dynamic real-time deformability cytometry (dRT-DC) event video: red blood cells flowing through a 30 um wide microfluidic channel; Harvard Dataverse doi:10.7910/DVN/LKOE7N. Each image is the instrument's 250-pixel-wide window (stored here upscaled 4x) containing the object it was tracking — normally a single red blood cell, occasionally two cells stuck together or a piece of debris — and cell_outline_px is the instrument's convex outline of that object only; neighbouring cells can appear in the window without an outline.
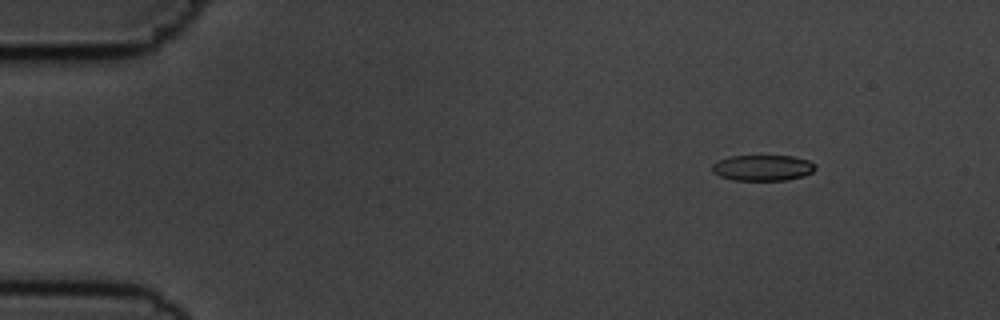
{"species": "common noctule bat (a hibernating species)", "species_latin": "Nyctalus noctula", "temperature_condition": "cold", "stored_images_in_passage": 50, "camera_frame_rate_fps": 3000, "um_per_image_px": 0.085, "animal": {"sex": "male", "body_mass_g": 19.5, "forearm_length_mm": 54.6}, "frame": {"image": 1, "passage_image": 2, "time_ms": 0.333, "image_size_px": [1000, 320], "cell_outline_px": [[816, 168], [812, 172], [804, 176], [788, 180], [732, 180], [720, 176], [712, 172], [712, 164], [728, 156], [792, 156], [808, 160], [816, 164]], "centroid_in_image_um": [64.84, 14.27], "position_along_channel_um": 20.2, "area_um2": 15.61}}
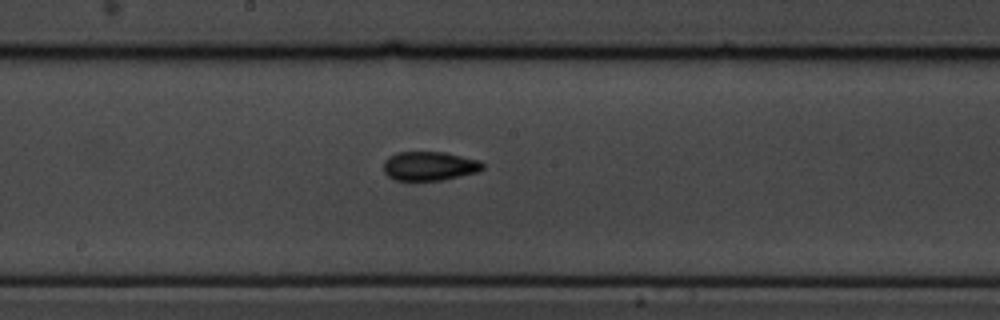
{"frame": {"image": 2, "passage_image": 25, "time_ms": 8.0, "image_size_px": [1000, 320], "cell_outline_px": [[484, 168], [476, 172], [444, 180], [396, 180], [388, 176], [384, 172], [384, 160], [388, 156], [396, 152], [444, 152], [480, 160], [484, 164]], "centroid_in_image_um": [36.49, 14.1], "position_along_channel_um": 211.7, "area_um2": 16.82}}
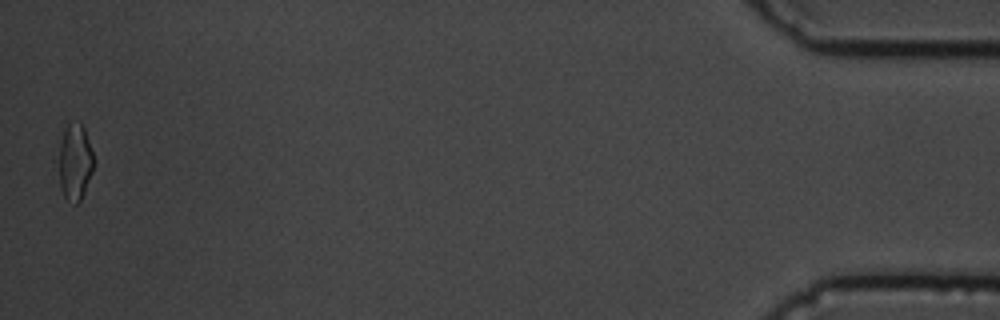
{"frame": {"image": 3, "passage_image": 50, "time_ms": 16.333, "image_size_px": [1000, 320], "cell_outline_px": [[92, 172], [84, 192], [80, 200], [76, 204], [68, 200], [64, 196], [60, 188], [60, 144], [64, 128], [68, 120], [80, 120], [84, 128], [92, 152]], "centroid_in_image_um": [6.36, 13.7], "position_along_channel_um": 428.8, "area_um2": 15.37}, "authors_computed_cell_mechanics": {"area_um2": 16.2129, "velocity_mm_per_s": 3.6658, "shape_relaxation_time_tau1_ms": 6.0939, "shape_relaxation_time_tau2_ms": 3.2266, "deformation_change_tau1": 0.1492, "deformation_change_tau2": 0.0902}}